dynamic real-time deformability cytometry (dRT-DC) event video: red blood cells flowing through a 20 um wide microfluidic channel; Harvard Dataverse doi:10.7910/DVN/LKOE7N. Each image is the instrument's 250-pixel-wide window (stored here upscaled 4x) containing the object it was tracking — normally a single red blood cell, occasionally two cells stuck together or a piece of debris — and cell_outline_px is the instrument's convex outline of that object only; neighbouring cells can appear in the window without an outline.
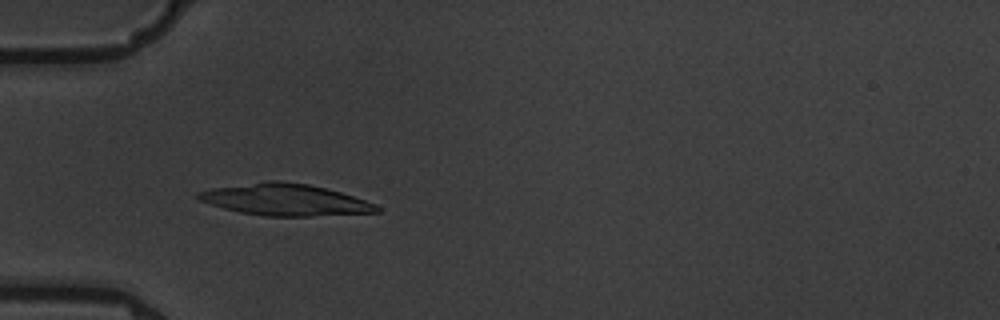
{"species": "common noctule bat (a hibernating species)", "species_latin": "Nyctalus noctula", "temperature_condition": "warm", "stored_images_in_passage": 5, "camera_frame_rate_fps": 3000, "um_per_image_px": 0.085, "animal": {"sex": "male", "body_mass_g": 19.5, "forearm_length_mm": 54.6}, "frame": {"image": 1, "passage_image": 4, "time_ms": 4.333, "image_size_px": [1000, 320], "cell_outline_px": [[380, 212], [308, 216], [264, 216], [240, 212], [224, 208], [200, 200], [196, 196], [196, 192], [212, 188], [268, 180], [280, 180], [308, 184], [340, 192], [376, 204], [380, 208]], "centroid_in_image_um": [24.22, 16.97], "position_along_channel_um": 60.8, "area_um2": 32.71}}
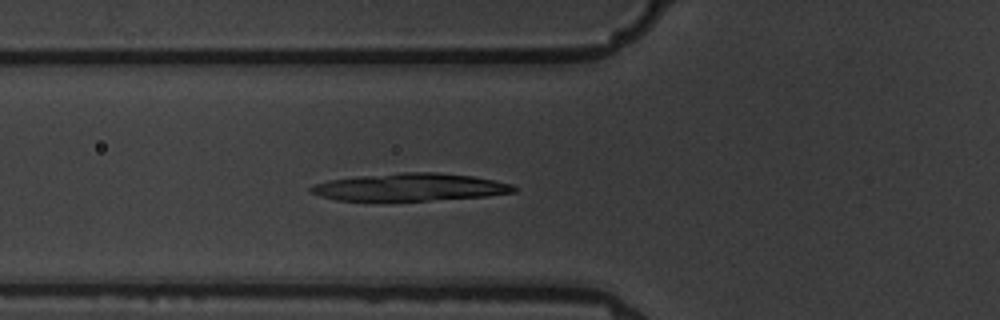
{"frame": {"image": 2, "passage_image": 5, "time_ms": 5.333, "image_size_px": [1000, 320], "cell_outline_px": [[516, 192], [488, 196], [428, 200], [336, 200], [320, 196], [312, 192], [308, 188], [312, 184], [328, 180], [360, 176], [400, 172], [436, 172], [472, 176], [512, 184], [516, 188]], "centroid_in_image_um": [34.84, 15.9], "position_along_channel_um": 91.0, "area_um2": 32.37}}